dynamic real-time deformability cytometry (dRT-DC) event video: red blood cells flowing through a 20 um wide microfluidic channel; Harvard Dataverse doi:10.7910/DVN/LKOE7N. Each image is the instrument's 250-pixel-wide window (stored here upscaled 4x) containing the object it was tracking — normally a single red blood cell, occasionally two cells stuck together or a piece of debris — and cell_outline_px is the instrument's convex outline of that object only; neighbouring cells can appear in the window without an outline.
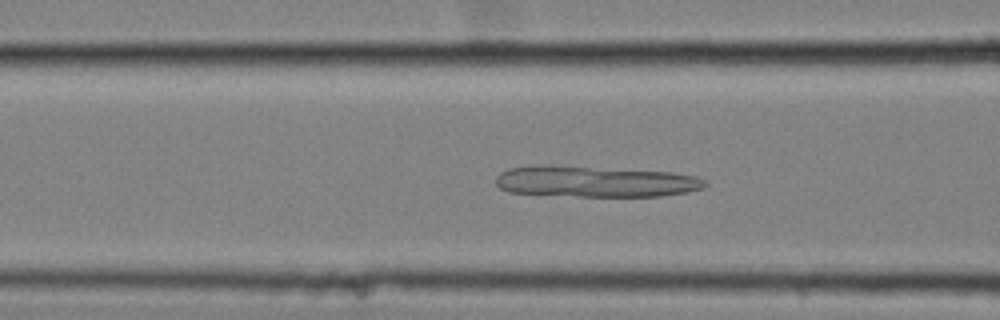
{"species": "common noctule bat (a hibernating species)", "species_latin": "Nyctalus noctula", "temperature_condition": "cold", "stored_images_in_passage": 45, "camera_frame_rate_fps": 3000, "um_per_image_px": 0.085, "animal": {"sex": "female", "body_mass_g": 25.1}, "frame": {"image": 1, "passage_image": 11, "time_ms": 3.333, "image_size_px": [1000, 320], "cell_outline_px": [[708, 184], [704, 188], [688, 192], [660, 196], [580, 196], [508, 192], [500, 188], [496, 184], [496, 176], [500, 172], [508, 168], [540, 164], [548, 164], [672, 172], [696, 176], [704, 180]], "centroid_in_image_um": [50.58, 15.41], "position_along_channel_um": 116.0, "area_um2": 38.21}}
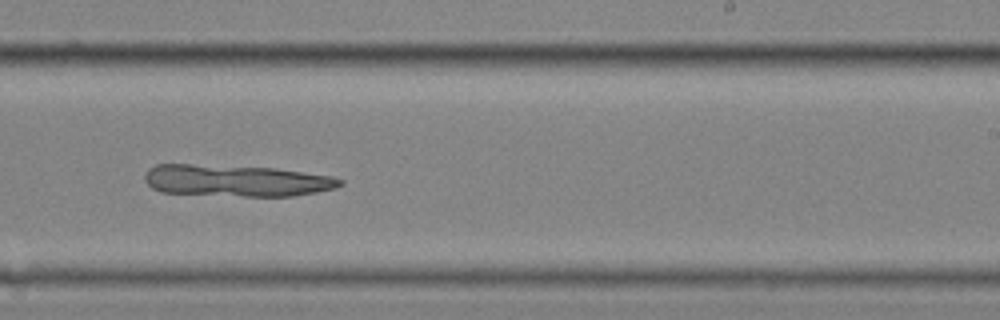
{"frame": {"image": 2, "passage_image": 24, "time_ms": 7.667, "image_size_px": [1000, 320], "cell_outline_px": [[344, 184], [336, 188], [316, 192], [292, 196], [244, 196], [160, 192], [152, 188], [144, 180], [144, 176], [148, 168], [156, 164], [188, 164], [276, 168], [332, 176], [344, 180]], "centroid_in_image_um": [20.09, 15.35], "position_along_channel_um": 268.9, "area_um2": 36.13}}
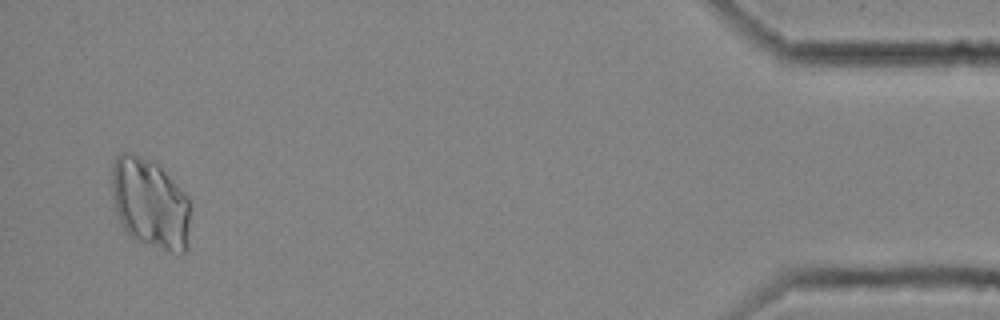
{"frame": {"image": 3, "passage_image": 43, "time_ms": 14.0, "image_size_px": [1000, 320], "cell_outline_px": [[188, 248], [180, 256], [168, 252], [136, 240], [120, 224], [116, 212], [112, 192], [112, 164], [116, 156], [120, 152], [132, 152], [156, 164], [188, 196]], "centroid_in_image_um": [12.74, 17.32], "position_along_channel_um": 422.5, "area_um2": 41.15}}